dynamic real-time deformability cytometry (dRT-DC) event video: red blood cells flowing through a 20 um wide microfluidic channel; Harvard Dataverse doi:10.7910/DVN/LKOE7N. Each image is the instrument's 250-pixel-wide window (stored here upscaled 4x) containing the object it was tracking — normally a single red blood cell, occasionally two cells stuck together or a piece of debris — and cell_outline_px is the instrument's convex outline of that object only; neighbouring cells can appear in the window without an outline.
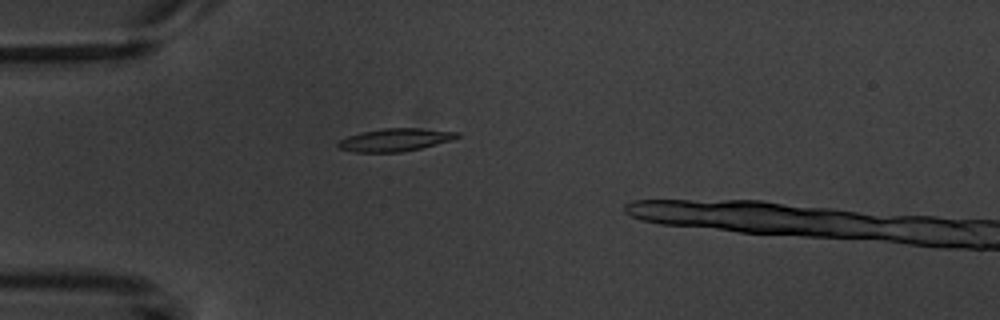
{"species": "common noctule bat (a hibernating species)", "species_latin": "Nyctalus noctula", "temperature_condition": "warm", "stored_images_in_passage": 2, "camera_frame_rate_fps": 3000, "um_per_image_px": 0.085, "animal": {"sex": "male", "body_mass_g": 20.1, "forearm_length_mm": 53.5}, "frame": {"image": 1, "passage_image": 2, "time_ms": 1.0, "image_size_px": [1000, 320], "cell_outline_px": [[460, 136], [452, 140], [420, 148], [400, 152], [356, 152], [336, 148], [336, 144], [340, 140], [348, 136], [360, 132], [384, 128], [420, 128], [460, 132]], "centroid_in_image_um": [33.56, 11.88], "position_along_channel_um": 51.4, "area_um2": 15.84}}